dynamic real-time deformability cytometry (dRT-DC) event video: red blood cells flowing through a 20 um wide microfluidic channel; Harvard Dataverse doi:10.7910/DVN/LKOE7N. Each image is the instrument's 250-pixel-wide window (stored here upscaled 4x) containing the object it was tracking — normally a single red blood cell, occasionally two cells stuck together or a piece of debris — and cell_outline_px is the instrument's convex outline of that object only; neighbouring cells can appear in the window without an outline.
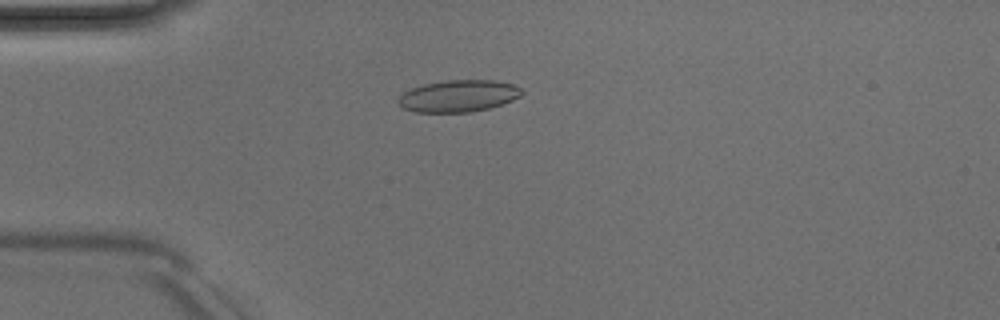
{"species": "Egyptian fruit bat (a non-hibernating species)", "species_latin": "Rousettus aegyptiacus", "temperature_condition": "room temperature", "stored_images_in_passage": 50, "camera_frame_rate_fps": 3000, "um_per_image_px": 0.085, "animal": {"sex": "male"}, "frame": {"image": 1, "passage_image": 13, "time_ms": 4.0, "image_size_px": [1000, 320], "cell_outline_px": [[524, 92], [520, 96], [512, 100], [488, 108], [472, 112], [416, 112], [404, 108], [396, 100], [404, 92], [412, 88], [424, 84], [448, 80], [492, 80], [512, 84], [520, 88]], "centroid_in_image_um": [38.96, 8.16], "position_along_channel_um": 46.0, "area_um2": 22.72}}
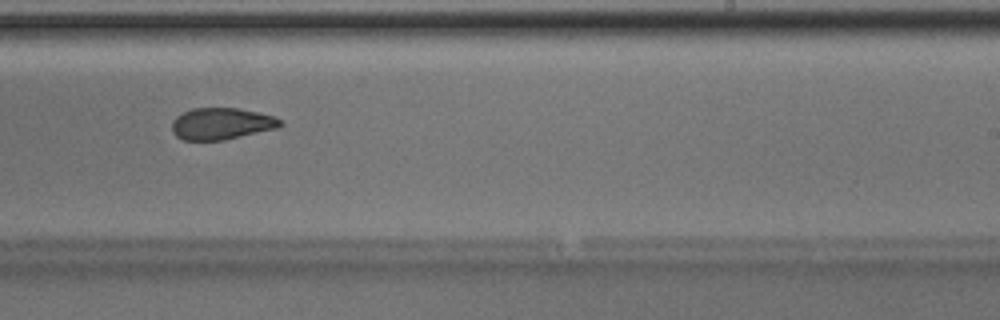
{"frame": {"image": 2, "passage_image": 31, "time_ms": 10.0, "image_size_px": [1000, 320], "cell_outline_px": [[284, 124], [276, 128], [224, 140], [184, 140], [176, 136], [172, 132], [172, 120], [176, 116], [192, 108], [236, 108], [276, 116]], "centroid_in_image_um": [18.8, 10.51], "position_along_channel_um": 270.2, "area_um2": 19.94}}
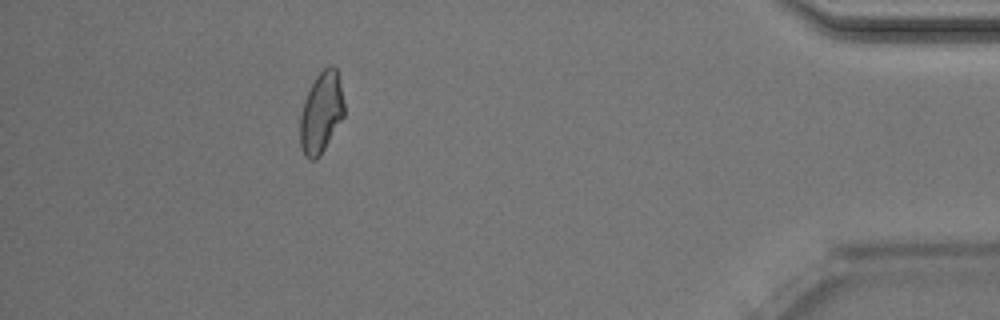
{"frame": {"image": 3, "passage_image": 45, "time_ms": 14.667, "image_size_px": [1000, 320], "cell_outline_px": [[344, 116], [320, 156], [316, 160], [308, 160], [304, 156], [300, 144], [300, 116], [304, 100], [316, 76], [328, 64], [332, 64], [336, 68], [340, 84], [344, 104]], "centroid_in_image_um": [27.29, 9.59], "position_along_channel_um": 407.9, "area_um2": 20.81}, "authors_computed_cell_mechanics": {"area_um2": 21.675, "velocity_mm_per_s": 4.0477, "shape_relaxation_time_tau1_ms": 4.0408, "shape_relaxation_time_tau2_ms": 2.0576, "deformation_change_tau1": 0.1123, "deformation_change_tau2": 0.0752}}